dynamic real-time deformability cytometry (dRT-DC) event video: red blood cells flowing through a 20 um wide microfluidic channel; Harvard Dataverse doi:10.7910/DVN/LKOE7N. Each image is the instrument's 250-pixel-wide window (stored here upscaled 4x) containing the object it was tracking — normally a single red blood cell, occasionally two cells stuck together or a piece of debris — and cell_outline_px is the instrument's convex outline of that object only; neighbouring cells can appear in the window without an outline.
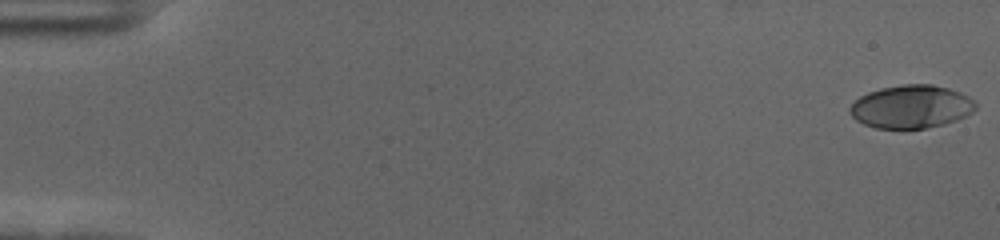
{"species": "human", "species_latin": "Homo sapiens", "temperature_condition": "cold", "stored_images_in_passage": 58, "camera_frame_rate_fps": 3000, "um_per_image_px": 0.085, "donor": {"sex": "female"}, "frame": {"image": 1, "passage_image": 1, "time_ms": 0.0, "image_size_px": [1000, 240], "cell_outline_px": [[976, 108], [972, 112], [956, 120], [944, 124], [928, 128], [876, 128], [864, 124], [856, 120], [852, 116], [848, 108], [860, 96], [868, 92], [880, 88], [904, 84], [932, 84], [948, 88], [960, 92], [976, 100]], "centroid_in_image_um": [77.46, 9.06], "position_along_channel_um": 7.5, "area_um2": 31.62}}
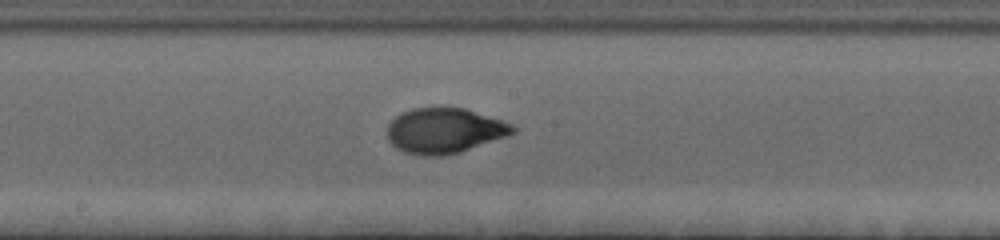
{"frame": {"image": 2, "passage_image": 32, "time_ms": 10.333, "image_size_px": [1000, 240], "cell_outline_px": [[516, 132], [508, 136], [460, 152], [444, 156], [420, 156], [404, 152], [396, 148], [388, 140], [388, 124], [400, 112], [412, 108], [444, 104], [464, 108], [512, 124], [516, 128]], "centroid_in_image_um": [37.75, 11.08], "position_along_channel_um": 210.4, "area_um2": 33.87}}
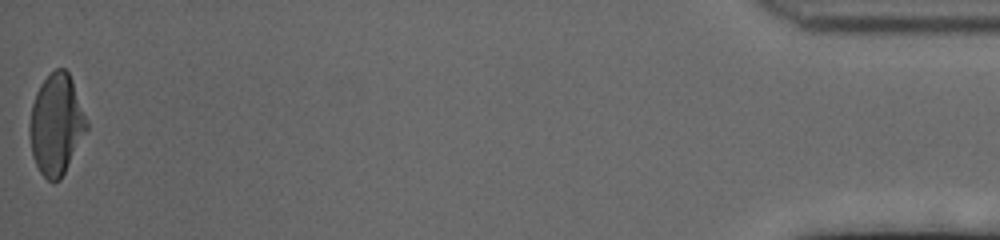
{"frame": {"image": 3, "passage_image": 58, "time_ms": 19.0, "image_size_px": [1000, 240], "cell_outline_px": [[88, 128], [60, 180], [52, 184], [40, 172], [32, 156], [28, 128], [28, 124], [32, 104], [36, 92], [40, 84], [56, 68], [64, 68], [68, 72], [72, 80], [88, 120]], "centroid_in_image_um": [4.77, 10.59], "position_along_channel_um": 430.4, "area_um2": 33.52}, "authors_computed_cell_mechanics": {"area_um2": 32.3391, "velocity_mm_per_s": 3.5562, "shape_relaxation_time_tau1_ms": 3.9183, "shape_relaxation_time_tau2_ms": 0.8549, "deformation_change_tau1": 0.1953, "deformation_change_tau2": 0.0455}}